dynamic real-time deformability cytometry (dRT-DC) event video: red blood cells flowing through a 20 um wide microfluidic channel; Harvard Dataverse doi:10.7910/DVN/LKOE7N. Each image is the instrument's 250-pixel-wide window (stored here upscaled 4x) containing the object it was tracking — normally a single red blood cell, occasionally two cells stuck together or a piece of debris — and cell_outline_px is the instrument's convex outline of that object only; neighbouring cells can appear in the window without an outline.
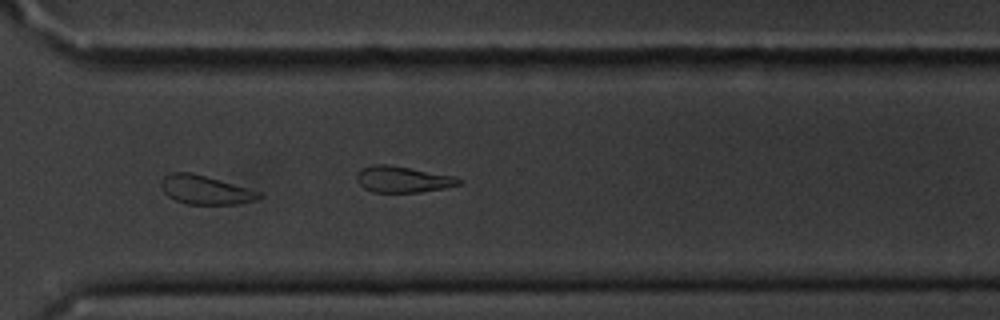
{"species": "common noctule bat (a hibernating species)", "species_latin": "Nyctalus noctula", "temperature_condition": "cold", "stored_images_in_passage": 55, "camera_frame_rate_fps": 3000, "um_per_image_px": 0.085, "animal": {"sex": "male", "body_mass_g": 20.1, "forearm_length_mm": 53.5}, "frame": {"image": 1, "passage_image": 41, "time_ms": 13.333, "image_size_px": [1000, 320], "cell_outline_px": [[260, 196], [252, 200], [236, 204], [188, 204], [176, 200], [168, 196], [164, 192], [160, 184], [160, 180], [164, 176], [172, 172], [192, 172], [248, 188], [260, 192]], "centroid_in_image_um": [17.38, 16.13], "position_along_channel_um": 353.2, "area_um2": 16.18}}
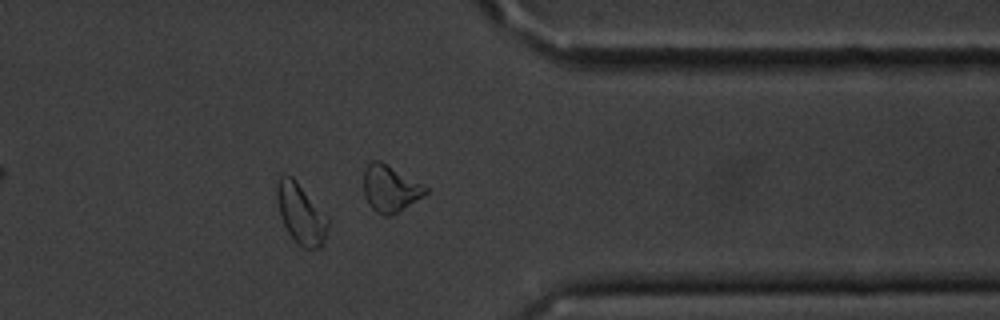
{"frame": {"image": 2, "passage_image": 45, "time_ms": 14.667, "image_size_px": [1000, 320], "cell_outline_px": [[328, 224], [324, 244], [320, 248], [304, 248], [288, 232], [280, 216], [276, 200], [276, 184], [280, 176], [284, 172], [292, 176], [296, 180], [328, 216]], "centroid_in_image_um": [25.57, 18.12], "position_along_channel_um": 385.8, "area_um2": 18.03}}
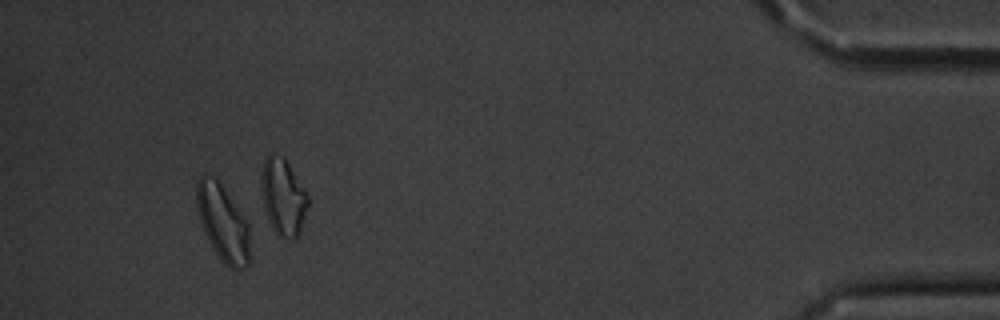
{"frame": {"image": 3, "passage_image": 52, "time_ms": 17.0, "image_size_px": [1000, 320], "cell_outline_px": [[248, 264], [244, 268], [228, 268], [220, 260], [212, 248], [204, 232], [196, 208], [196, 184], [200, 176], [204, 172], [212, 176], [220, 184], [248, 224]], "centroid_in_image_um": [18.88, 18.94], "position_along_channel_um": 416.3, "area_um2": 23.24}, "authors_computed_cell_mechanics": {"area_um2": 17.5712, "velocity_mm_per_s": 3.5631, "shape_relaxation_time_tau1_ms": 6.3174, "shape_relaxation_time_tau2_ms": 1.2402, "deformation_change_tau1": 0.0822, "deformation_change_tau2": 0.0609}}